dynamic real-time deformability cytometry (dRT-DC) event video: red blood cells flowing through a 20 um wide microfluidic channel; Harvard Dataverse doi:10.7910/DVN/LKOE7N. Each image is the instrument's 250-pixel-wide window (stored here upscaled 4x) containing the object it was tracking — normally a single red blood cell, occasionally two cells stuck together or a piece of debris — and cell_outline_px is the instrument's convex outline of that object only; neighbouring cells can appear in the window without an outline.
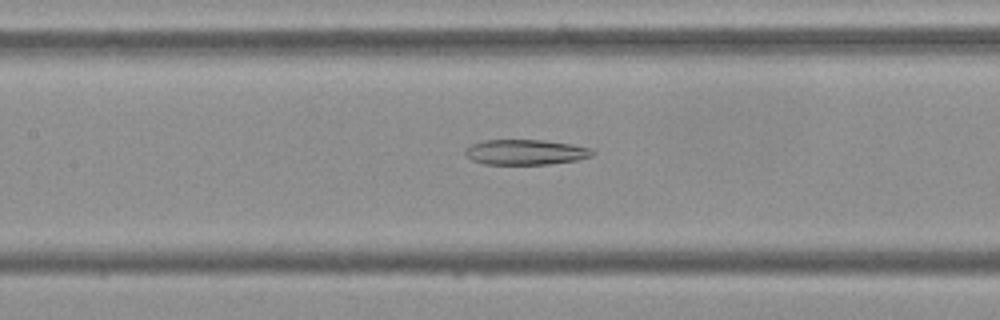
{"species": "Egyptian fruit bat (a non-hibernating species)", "species_latin": "Rousettus aegyptiacus", "temperature_condition": "cold", "stored_images_in_passage": 46, "camera_frame_rate_fps": 3000, "um_per_image_px": 0.085, "frame": {"image": 1, "passage_image": 24, "time_ms": 7.667, "image_size_px": [1000, 320], "cell_outline_px": [[596, 152], [592, 156], [576, 160], [548, 164], [484, 164], [472, 160], [464, 152], [464, 148], [472, 144], [484, 140], [544, 140], [572, 144], [592, 148]], "centroid_in_image_um": [44.69, 12.92], "position_along_channel_um": 162.7, "area_um2": 18.79}}
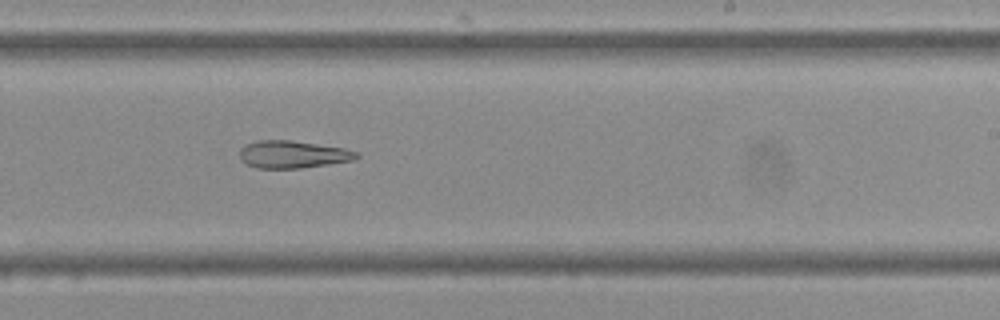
{"frame": {"image": 2, "passage_image": 32, "time_ms": 10.333, "image_size_px": [1000, 320], "cell_outline_px": [[360, 156], [352, 160], [328, 164], [300, 168], [256, 168], [240, 160], [240, 148], [244, 144], [256, 140], [292, 140], [344, 148], [356, 152]], "centroid_in_image_um": [24.84, 13.11], "position_along_channel_um": 264.2, "area_um2": 18.67}}
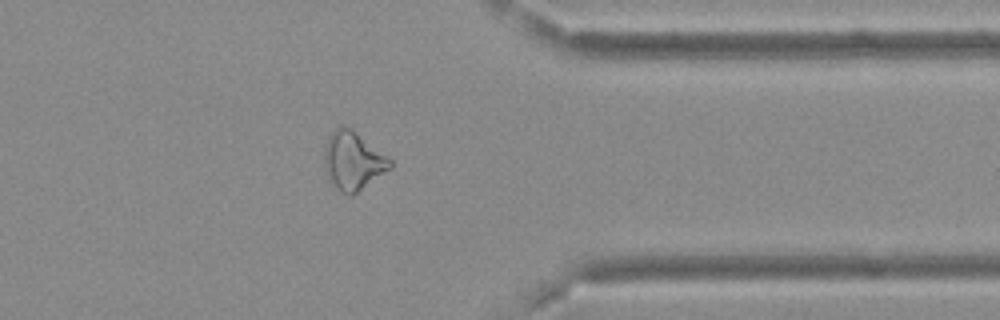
{"frame": {"image": 3, "passage_image": 42, "time_ms": 13.667, "image_size_px": [1000, 320], "cell_outline_px": [[392, 168], [352, 196], [340, 192], [336, 188], [324, 164], [324, 148], [328, 136], [340, 124], [344, 124], [352, 128], [388, 156], [392, 160]], "centroid_in_image_um": [30.03, 13.63], "position_along_channel_um": 381.4, "area_um2": 22.43}}